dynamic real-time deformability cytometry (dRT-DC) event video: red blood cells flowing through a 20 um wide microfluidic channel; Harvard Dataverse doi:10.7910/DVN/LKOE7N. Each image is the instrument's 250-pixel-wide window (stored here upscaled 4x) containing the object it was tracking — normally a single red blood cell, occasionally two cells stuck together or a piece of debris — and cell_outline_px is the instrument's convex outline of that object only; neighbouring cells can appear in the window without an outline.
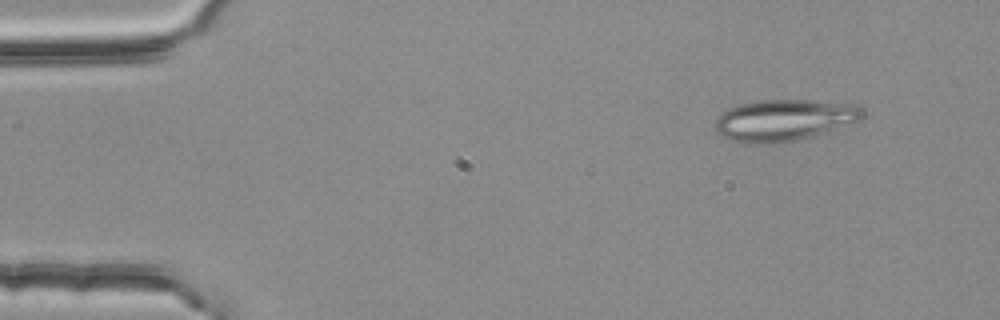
{"species": "common noctule bat (a hibernating species)", "species_latin": "Nyctalus noctula", "temperature_condition": "room temperature", "stored_images_in_passage": 3, "camera_frame_rate_fps": 3000, "um_per_image_px": 0.085, "animal": {"sex": "female", "body_mass_g": 25.1}, "frame": {"image": 1, "passage_image": 1, "time_ms": 0.0, "image_size_px": [1000, 320], "cell_outline_px": [[864, 116], [856, 120], [808, 136], [792, 140], [756, 144], [748, 144], [732, 140], [724, 136], [712, 124], [728, 108], [740, 104], [760, 100], [808, 100], [856, 104], [864, 112]], "centroid_in_image_um": [66.58, 10.18], "position_along_channel_um": 18.4, "area_um2": 34.45}}